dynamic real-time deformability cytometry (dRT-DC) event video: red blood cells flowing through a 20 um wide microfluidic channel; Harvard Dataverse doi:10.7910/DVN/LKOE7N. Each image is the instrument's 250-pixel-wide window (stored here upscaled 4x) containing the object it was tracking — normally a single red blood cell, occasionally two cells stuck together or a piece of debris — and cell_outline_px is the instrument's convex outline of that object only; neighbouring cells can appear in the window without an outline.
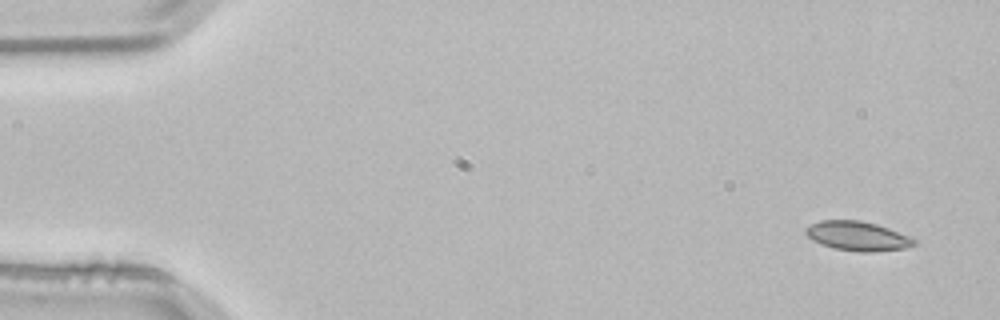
{"species": "common noctule bat (a hibernating species)", "species_latin": "Nyctalus noctula", "temperature_condition": "room temperature", "stored_images_in_passage": 3, "camera_frame_rate_fps": 3000, "um_per_image_px": 0.085, "animal": {"sex": "male", "body_mass_g": 21.5, "forearm_length_mm": 52.0}, "frame": {"image": 1, "passage_image": 1, "time_ms": 0.0, "image_size_px": [1000, 320], "cell_outline_px": [[916, 244], [908, 248], [872, 252], [860, 252], [832, 248], [820, 244], [812, 240], [804, 232], [804, 228], [820, 220], [860, 220], [876, 224], [912, 236], [916, 240]], "centroid_in_image_um": [72.91, 20.07], "position_along_channel_um": 12.1, "area_um2": 18.79}}